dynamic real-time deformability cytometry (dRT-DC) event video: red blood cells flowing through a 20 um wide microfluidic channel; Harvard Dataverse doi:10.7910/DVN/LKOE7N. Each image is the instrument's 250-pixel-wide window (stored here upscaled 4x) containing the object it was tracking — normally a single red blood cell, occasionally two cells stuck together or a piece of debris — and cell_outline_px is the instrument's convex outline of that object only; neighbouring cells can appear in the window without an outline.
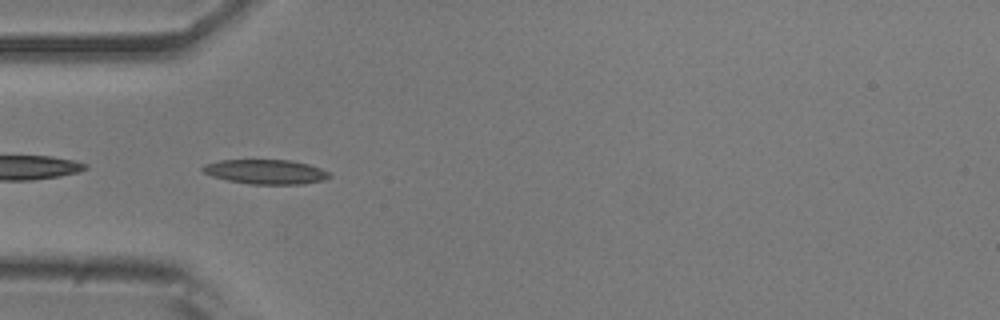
{"species": "common noctule bat (a hibernating species)", "species_latin": "Nyctalus noctula", "temperature_condition": "room temperature", "stored_images_in_passage": 30, "camera_frame_rate_fps": 3000, "um_per_image_px": 0.085, "animal": {"sex": "male", "body_mass_g": 20.5, "forearm_length_mm": 52.5}, "frame": {"image": 1, "passage_image": 2, "time_ms": 0.333, "image_size_px": [1000, 320], "cell_outline_px": [[332, 176], [324, 180], [304, 184], [252, 184], [228, 180], [212, 176], [204, 172], [200, 168], [204, 164], [220, 160], [292, 160], [308, 164], [320, 168], [328, 172]], "centroid_in_image_um": [22.6, 14.6], "position_along_channel_um": 62.4, "area_um2": 18.09}}
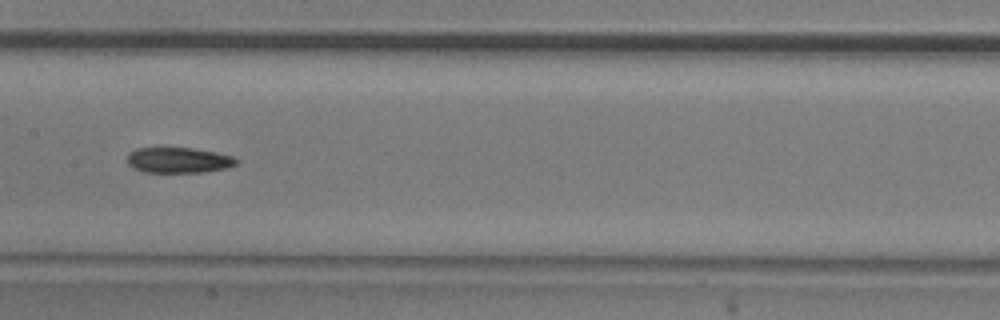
{"frame": {"image": 2, "passage_image": 12, "time_ms": 3.667, "image_size_px": [1000, 320], "cell_outline_px": [[240, 160], [236, 164], [228, 168], [204, 172], [144, 172], [132, 168], [128, 164], [128, 152], [136, 148], [192, 148], [216, 152], [232, 156]], "centroid_in_image_um": [15.18, 13.62], "position_along_channel_um": 192.2, "area_um2": 16.36}}
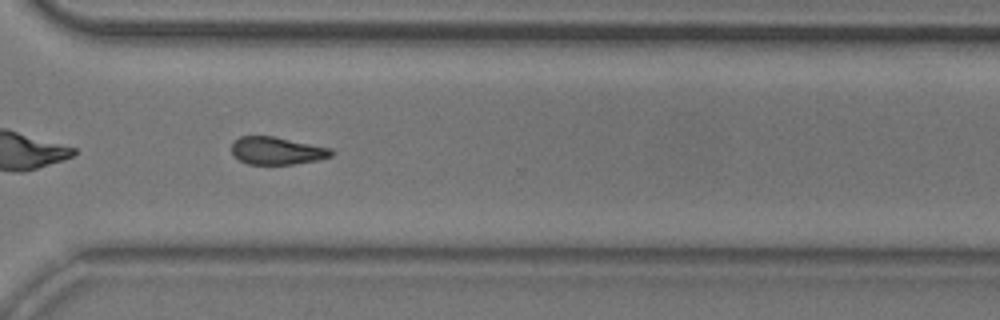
{"frame": {"image": 3, "passage_image": 24, "time_ms": 7.667, "image_size_px": [1000, 320], "cell_outline_px": [[336, 152], [332, 156], [316, 160], [296, 164], [248, 164], [240, 160], [232, 152], [232, 144], [240, 136], [272, 136], [332, 148]], "centroid_in_image_um": [23.58, 12.81], "position_along_channel_um": 347.0, "area_um2": 15.95}, "authors_computed_cell_mechanics": {"area_um2": 16.762, "velocity_mm_per_s": 3.8837, "shape_relaxation_time_tau1_ms": 7.0878, "shape_relaxation_time_tau2_ms": null, "deformation_change_tau1": 0.149, "deformation_change_tau2": null}}